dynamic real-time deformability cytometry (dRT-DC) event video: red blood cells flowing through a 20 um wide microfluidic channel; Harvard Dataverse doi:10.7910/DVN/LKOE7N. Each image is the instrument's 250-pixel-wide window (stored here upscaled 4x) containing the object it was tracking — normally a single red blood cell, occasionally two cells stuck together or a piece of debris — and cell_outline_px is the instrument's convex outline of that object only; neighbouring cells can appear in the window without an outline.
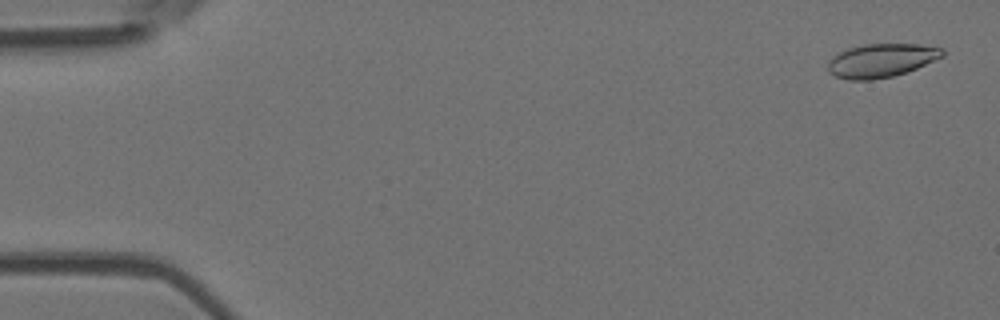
{"species": "Egyptian fruit bat (a non-hibernating species)", "species_latin": "Rousettus aegyptiacus", "temperature_condition": "room temperature", "stored_images_in_passage": 55, "camera_frame_rate_fps": 3000, "um_per_image_px": 0.085, "animal": {"sex": "female"}, "frame": {"image": 1, "passage_image": 2, "time_ms": 0.333, "image_size_px": [1000, 320], "cell_outline_px": [[944, 56], [916, 68], [892, 76], [872, 80], [848, 80], [836, 76], [828, 72], [828, 60], [832, 56], [848, 48], [864, 44], [920, 44], [944, 48]], "centroid_in_image_um": [74.89, 5.13], "position_along_channel_um": 10.1, "area_um2": 22.43}}
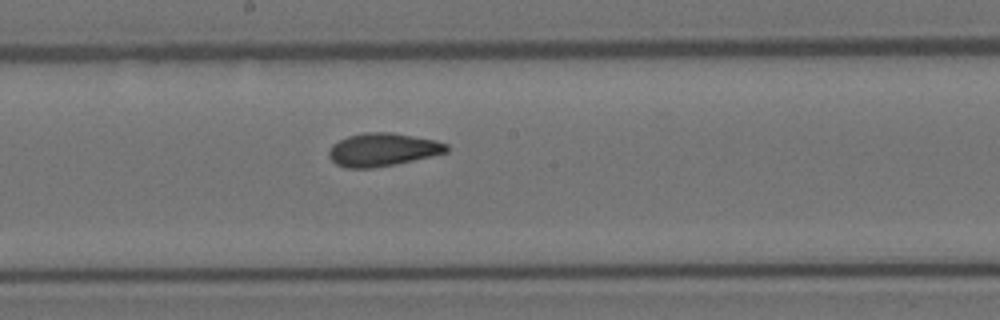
{"frame": {"image": 2, "passage_image": 29, "time_ms": 9.333, "image_size_px": [1000, 320], "cell_outline_px": [[448, 152], [432, 156], [396, 164], [372, 168], [344, 168], [336, 164], [328, 156], [328, 148], [332, 144], [348, 136], [364, 132], [392, 132], [436, 140], [448, 144]], "centroid_in_image_um": [32.51, 12.72], "position_along_channel_um": 215.7, "area_um2": 22.89}}
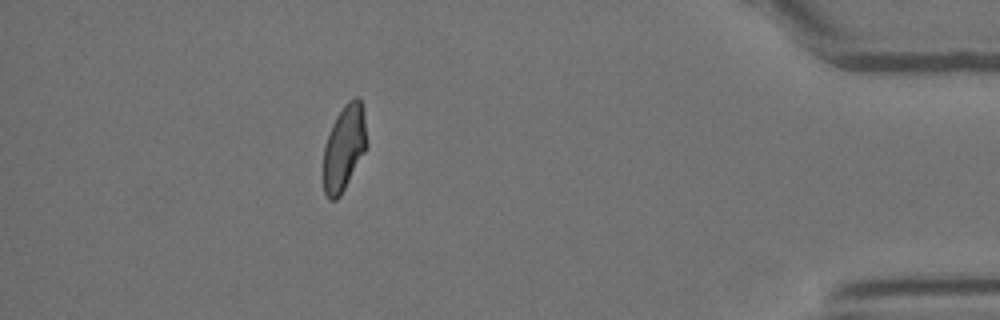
{"frame": {"image": 3, "passage_image": 48, "time_ms": 15.667, "image_size_px": [1000, 320], "cell_outline_px": [[368, 144], [364, 152], [340, 196], [336, 200], [328, 200], [324, 192], [324, 144], [332, 124], [336, 116], [344, 104], [348, 100], [356, 96], [360, 100], [364, 116]], "centroid_in_image_um": [29.24, 12.55], "position_along_channel_um": 406.0, "area_um2": 21.5}, "authors_computed_cell_mechanics": {"area_um2": 22.4264, "velocity_mm_per_s": 3.7849, "shape_relaxation_time_tau1_ms": 8.9994, "shape_relaxation_time_tau2_ms": 1.9913, "deformation_change_tau1": 0.2072, "deformation_change_tau2": 0.065}}